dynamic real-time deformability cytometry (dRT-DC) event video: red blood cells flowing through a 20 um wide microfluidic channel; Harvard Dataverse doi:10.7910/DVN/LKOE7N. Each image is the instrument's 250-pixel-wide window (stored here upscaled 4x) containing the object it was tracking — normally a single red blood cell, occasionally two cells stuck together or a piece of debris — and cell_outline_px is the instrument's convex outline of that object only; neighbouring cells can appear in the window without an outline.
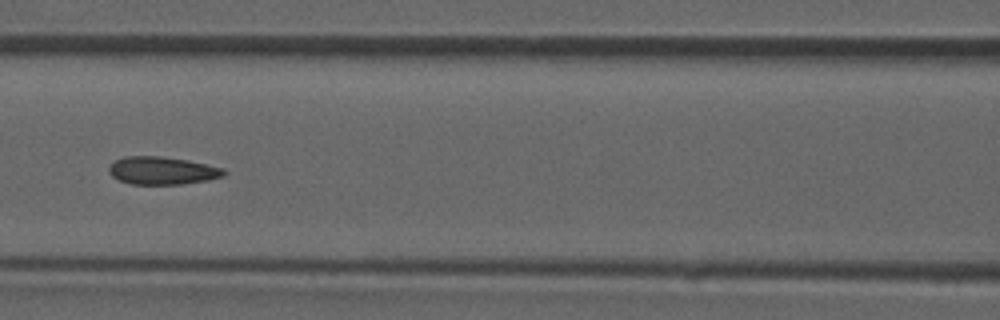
{"species": "common noctule bat (a hibernating species)", "species_latin": "Nyctalus noctula", "temperature_condition": "room temperature", "stored_images_in_passage": 46, "camera_frame_rate_fps": 3000, "um_per_image_px": 0.085, "animal": {"sex": "male", "forearm_length_mm": 52.5}, "frame": {"image": 1, "passage_image": 20, "time_ms": 6.333, "image_size_px": [1000, 320], "cell_outline_px": [[228, 172], [224, 176], [208, 180], [180, 184], [132, 184], [120, 180], [112, 176], [108, 172], [108, 168], [116, 160], [124, 156], [160, 156], [188, 160], [224, 168]], "centroid_in_image_um": [13.82, 14.5], "position_along_channel_um": 152.8, "area_um2": 18.61}}